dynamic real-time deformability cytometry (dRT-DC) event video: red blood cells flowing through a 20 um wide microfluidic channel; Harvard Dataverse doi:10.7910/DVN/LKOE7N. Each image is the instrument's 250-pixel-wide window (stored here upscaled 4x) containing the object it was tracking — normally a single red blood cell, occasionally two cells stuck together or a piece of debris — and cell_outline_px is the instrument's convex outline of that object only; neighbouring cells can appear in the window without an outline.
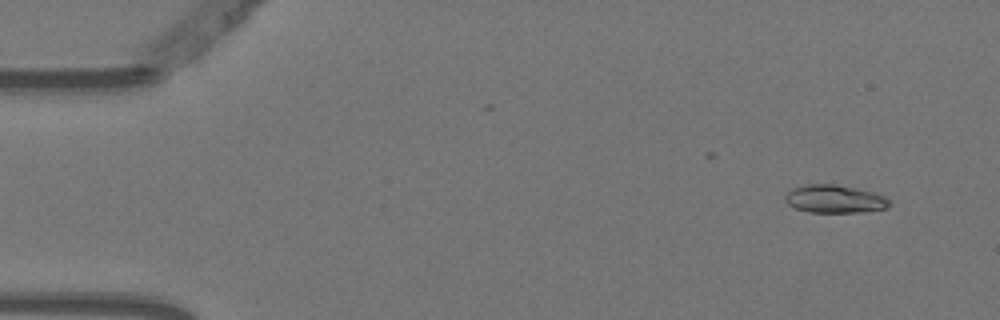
{"species": "Egyptian fruit bat (a non-hibernating species)", "species_latin": "Rousettus aegyptiacus", "temperature_condition": "warm", "stored_images_in_passage": 5, "camera_frame_rate_fps": 3000, "um_per_image_px": 0.085, "animal": {"sex": "female"}, "frame": {"image": 1, "passage_image": 1, "time_ms": 0.0, "image_size_px": [1000, 320], "cell_outline_px": [[892, 204], [888, 208], [860, 212], [808, 212], [796, 208], [788, 204], [784, 200], [784, 196], [792, 188], [808, 184], [836, 184], [876, 192], [884, 196]], "centroid_in_image_um": [70.96, 16.91], "position_along_channel_um": 14.0, "area_um2": 17.11}}
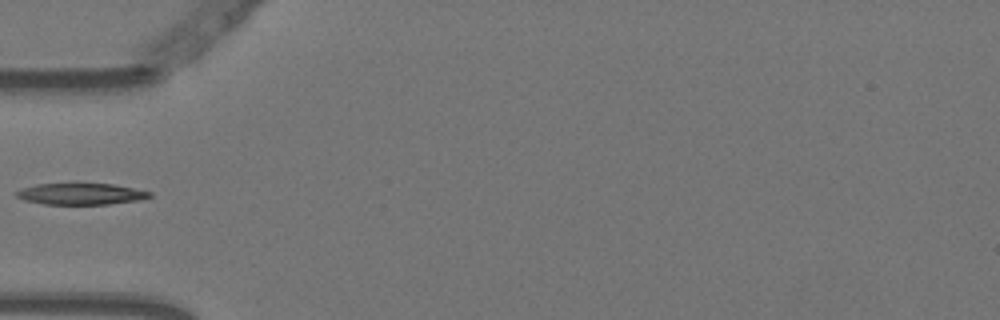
{"frame": {"image": 2, "passage_image": 4, "time_ms": 1.0, "image_size_px": [1000, 320], "cell_outline_px": [[152, 196], [140, 200], [108, 204], [44, 204], [24, 200], [16, 196], [16, 192], [20, 188], [36, 184], [112, 184], [152, 192]], "centroid_in_image_um": [6.86, 16.49], "position_along_channel_um": 78.1, "area_um2": 16.47}}
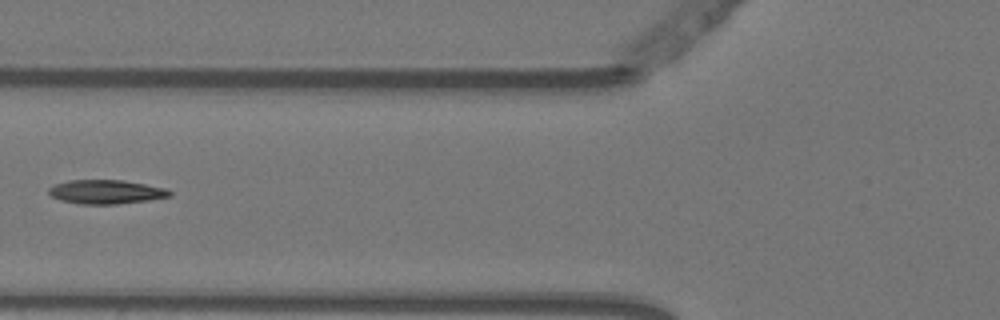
{"frame": {"image": 3, "passage_image": 5, "time_ms": 1.333, "image_size_px": [1000, 320], "cell_outline_px": [[172, 196], [148, 200], [116, 204], [80, 204], [60, 200], [52, 196], [48, 192], [48, 188], [56, 184], [68, 180], [124, 180], [168, 188], [172, 192]], "centroid_in_image_um": [9.05, 16.3], "position_along_channel_um": 116.8, "area_um2": 16.99}}